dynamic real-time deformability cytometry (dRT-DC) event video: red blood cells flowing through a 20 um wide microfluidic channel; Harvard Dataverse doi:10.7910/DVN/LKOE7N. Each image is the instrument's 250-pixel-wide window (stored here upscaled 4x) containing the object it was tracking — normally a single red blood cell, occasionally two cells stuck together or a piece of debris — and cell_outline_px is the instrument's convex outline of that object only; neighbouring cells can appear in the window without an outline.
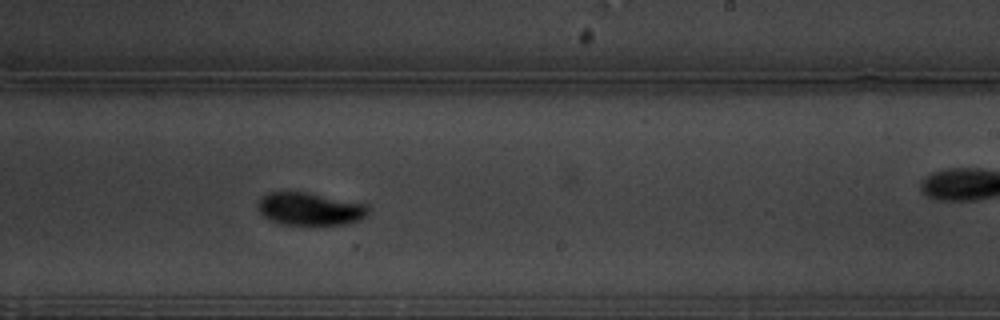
{"species": "common noctule bat (a hibernating species)", "species_latin": "Nyctalus noctula", "temperature_condition": "warm", "stored_images_in_passage": 56, "camera_frame_rate_fps": 3000, "um_per_image_px": 0.085, "animal": {"sex": "male", "body_mass_g": 19.5, "forearm_length_mm": 54.6}, "frame": {"image": 1, "passage_image": 32, "time_ms": 10.333, "image_size_px": [1000, 320], "cell_outline_px": [[368, 216], [360, 220], [344, 224], [280, 224], [268, 220], [256, 208], [256, 204], [260, 196], [268, 192], [304, 192], [368, 204]], "centroid_in_image_um": [26.3, 17.75], "position_along_channel_um": 262.7, "area_um2": 21.15}, "authors_computed_cell_mechanics": {"area_um2": 20.6057, "velocity_mm_per_s": 3.3168, "shape_relaxation_time_tau1_ms": 2.3674, "shape_relaxation_time_tau2_ms": 5.1621, "deformation_change_tau1": 0.1278, "deformation_change_tau2": 0.0681}}